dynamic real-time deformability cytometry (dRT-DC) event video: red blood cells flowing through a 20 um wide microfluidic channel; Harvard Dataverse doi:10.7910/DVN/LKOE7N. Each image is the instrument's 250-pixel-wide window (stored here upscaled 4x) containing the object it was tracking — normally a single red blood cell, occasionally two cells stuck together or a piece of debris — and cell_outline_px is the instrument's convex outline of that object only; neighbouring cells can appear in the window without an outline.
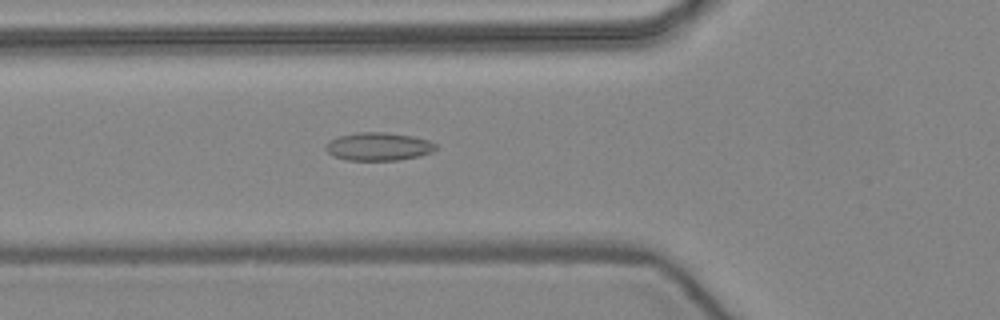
{"species": "common noctule bat (a hibernating species)", "species_latin": "Nyctalus noctula", "temperature_condition": "warm", "stored_images_in_passage": 49, "camera_frame_rate_fps": 3000, "um_per_image_px": 0.085, "animal": {"sex": "female", "body_mass_g": 24.6, "forearm_length_mm": 56.2}, "frame": {"image": 1, "passage_image": 16, "time_ms": 5.0, "image_size_px": [1000, 320], "cell_outline_px": [[436, 148], [432, 152], [420, 156], [396, 160], [348, 160], [332, 156], [324, 148], [324, 144], [328, 140], [340, 136], [356, 132], [384, 132], [412, 136], [428, 140], [436, 144]], "centroid_in_image_um": [32.13, 12.45], "position_along_channel_um": 93.7, "area_um2": 18.09}}
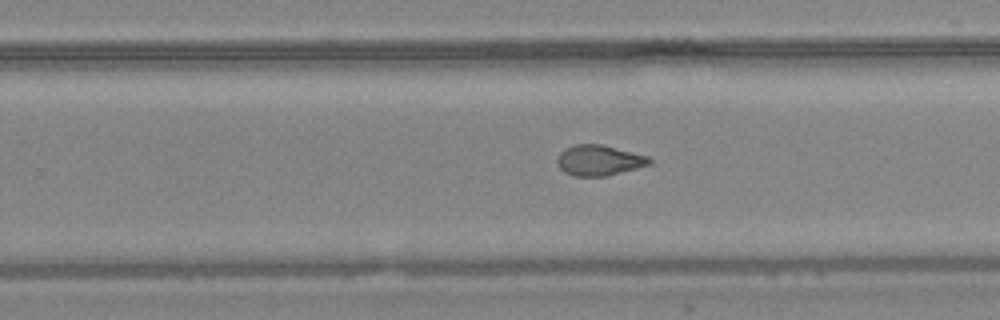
{"frame": {"image": 2, "passage_image": 30, "time_ms": 9.667, "image_size_px": [1000, 320], "cell_outline_px": [[652, 164], [604, 176], [572, 176], [564, 172], [556, 164], [556, 160], [560, 152], [564, 148], [576, 144], [604, 144], [648, 156], [652, 160]], "centroid_in_image_um": [50.89, 13.61], "position_along_channel_um": 278.9, "area_um2": 16.53}}
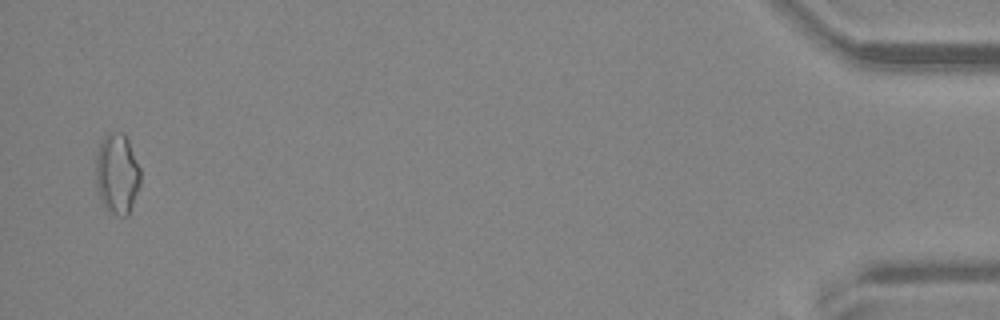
{"frame": {"image": 3, "passage_image": 48, "time_ms": 15.667, "image_size_px": [1000, 320], "cell_outline_px": [[140, 184], [128, 216], [116, 216], [104, 204], [100, 196], [96, 184], [96, 156], [100, 144], [104, 136], [108, 132], [120, 132], [128, 140], [140, 168]], "centroid_in_image_um": [9.96, 14.76], "position_along_channel_um": 425.2, "area_um2": 20.63}, "authors_computed_cell_mechanics": {"area_um2": 17.1666, "velocity_mm_per_s": 3.9666, "shape_relaxation_time_tau1_ms": null, "shape_relaxation_time_tau2_ms": 1.4998, "deformation_change_tau1": null, "deformation_change_tau2": 0.064}}